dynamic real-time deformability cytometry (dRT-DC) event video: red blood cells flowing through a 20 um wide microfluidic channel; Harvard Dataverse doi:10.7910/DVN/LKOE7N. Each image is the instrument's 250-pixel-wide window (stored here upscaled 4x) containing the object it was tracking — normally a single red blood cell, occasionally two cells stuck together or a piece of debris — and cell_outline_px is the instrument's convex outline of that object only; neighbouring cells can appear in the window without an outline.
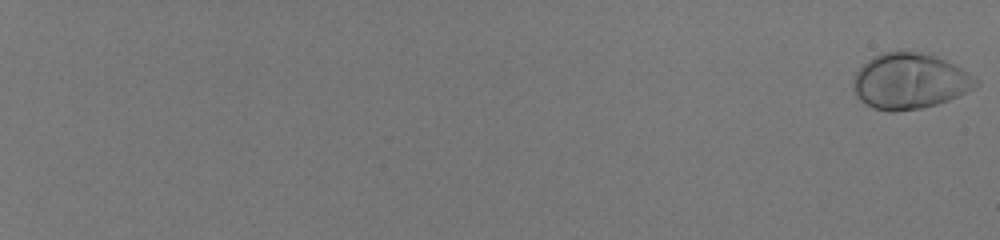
{"species": "human", "species_latin": "Homo sapiens", "temperature_condition": "room temperature", "stored_images_in_passage": 59, "camera_frame_rate_fps": 3000, "um_per_image_px": 0.085, "donor": {"sex": "male"}, "frame": {"image": 1, "passage_image": 1, "time_ms": 0.0, "image_size_px": [1000, 240], "cell_outline_px": [[980, 84], [976, 88], [960, 96], [936, 104], [920, 108], [896, 112], [888, 112], [872, 108], [864, 104], [856, 96], [852, 88], [852, 80], [856, 72], [872, 56], [884, 52], [900, 48], [932, 52], [968, 72], [980, 80]], "centroid_in_image_um": [77.34, 6.86], "position_along_channel_um": 7.7, "area_um2": 41.21}}
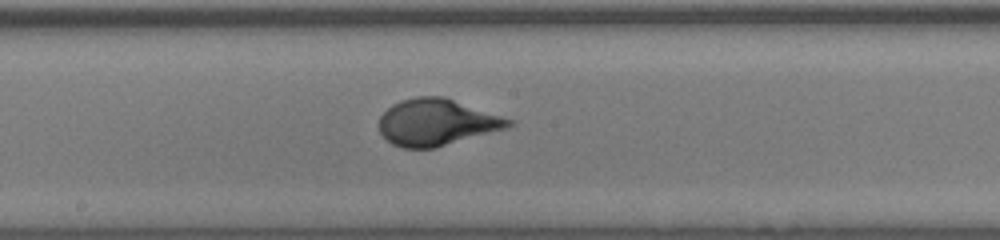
{"frame": {"image": 2, "passage_image": 39, "time_ms": 12.667, "image_size_px": [1000, 240], "cell_outline_px": [[516, 124], [508, 128], [436, 148], [404, 148], [392, 144], [380, 132], [380, 116], [392, 104], [400, 100], [416, 96], [444, 96], [516, 120]], "centroid_in_image_um": [37.18, 10.39], "position_along_channel_um": 211.0, "area_um2": 35.55}}
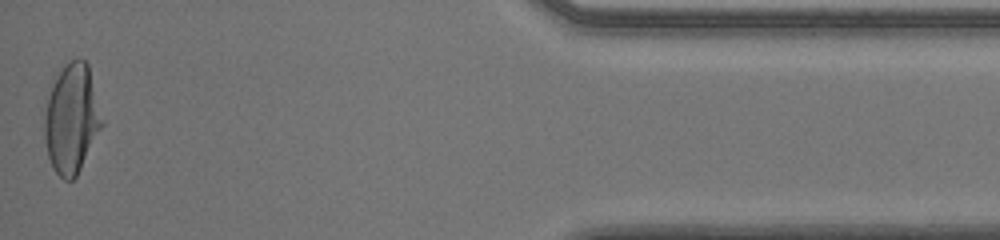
{"frame": {"image": 3, "passage_image": 59, "time_ms": 19.333, "image_size_px": [1000, 240], "cell_outline_px": [[104, 124], [76, 176], [72, 180], [64, 180], [52, 168], [48, 156], [44, 136], [44, 116], [52, 76], [68, 60], [84, 60], [88, 64], [104, 120]], "centroid_in_image_um": [6.08, 10.05], "position_along_channel_um": 429.1, "area_um2": 37.11}}